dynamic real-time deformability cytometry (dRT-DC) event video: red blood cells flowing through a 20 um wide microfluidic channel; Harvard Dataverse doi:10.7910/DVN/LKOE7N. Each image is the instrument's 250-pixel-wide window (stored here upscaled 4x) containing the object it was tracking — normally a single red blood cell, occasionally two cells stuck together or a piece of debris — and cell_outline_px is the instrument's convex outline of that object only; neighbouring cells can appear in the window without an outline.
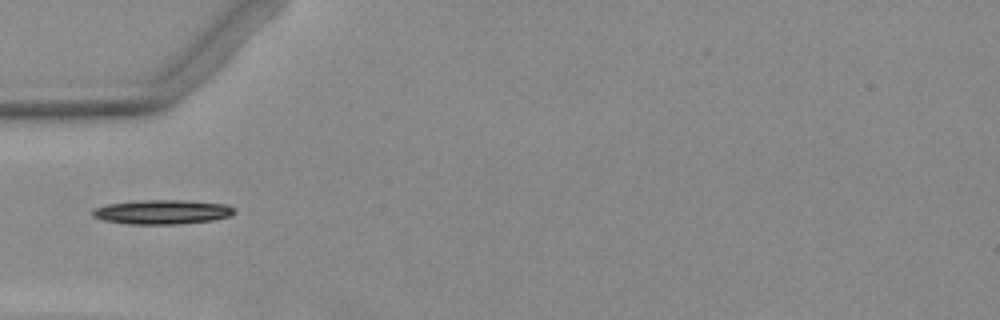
{"species": "Egyptian fruit bat (a non-hibernating species)", "species_latin": "Rousettus aegyptiacus", "temperature_condition": "warm", "stored_images_in_passage": 2, "camera_frame_rate_fps": 3000, "um_per_image_px": 0.085, "animal": {"sex": "female"}, "frame": {"image": 1, "passage_image": 2, "time_ms": 1.333, "image_size_px": [1000, 320], "cell_outline_px": [[236, 212], [228, 216], [212, 220], [176, 224], [128, 224], [104, 220], [92, 216], [92, 208], [108, 204], [136, 200], [184, 200], [228, 204]], "centroid_in_image_um": [13.75, 18.01], "position_along_channel_um": 71.2, "area_um2": 20.11}}